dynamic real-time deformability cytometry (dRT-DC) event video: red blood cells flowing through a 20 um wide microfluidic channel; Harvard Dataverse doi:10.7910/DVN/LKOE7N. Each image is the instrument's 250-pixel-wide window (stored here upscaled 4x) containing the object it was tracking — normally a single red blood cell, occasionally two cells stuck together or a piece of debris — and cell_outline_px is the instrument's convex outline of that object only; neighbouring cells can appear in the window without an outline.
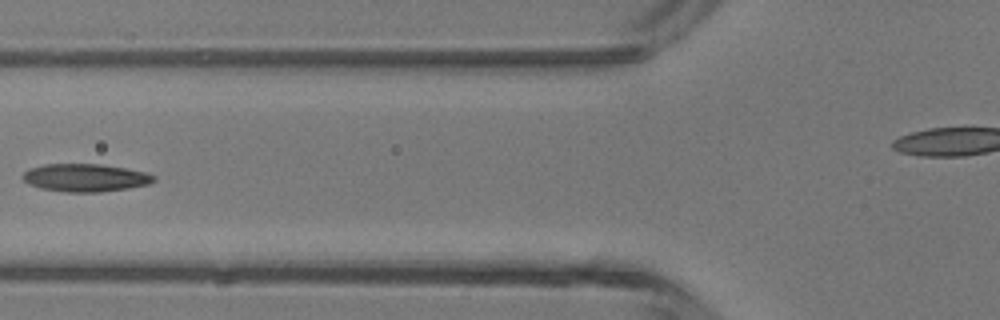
{"species": "common noctule bat (a hibernating species)", "species_latin": "Nyctalus noctula", "temperature_condition": "room temperature", "stored_images_in_passage": 5, "camera_frame_rate_fps": 3000, "um_per_image_px": 0.085, "animal": {"sex": "male", "body_mass_g": 13.3}, "frame": {"image": 1, "passage_image": 5, "time_ms": 1.333, "image_size_px": [1000, 320], "cell_outline_px": [[156, 180], [148, 184], [128, 188], [100, 192], [64, 192], [40, 188], [28, 184], [20, 176], [24, 172], [32, 168], [44, 164], [100, 164], [124, 168], [144, 172], [156, 176]], "centroid_in_image_um": [7.23, 15.11], "position_along_channel_um": 118.6, "area_um2": 21.21}}